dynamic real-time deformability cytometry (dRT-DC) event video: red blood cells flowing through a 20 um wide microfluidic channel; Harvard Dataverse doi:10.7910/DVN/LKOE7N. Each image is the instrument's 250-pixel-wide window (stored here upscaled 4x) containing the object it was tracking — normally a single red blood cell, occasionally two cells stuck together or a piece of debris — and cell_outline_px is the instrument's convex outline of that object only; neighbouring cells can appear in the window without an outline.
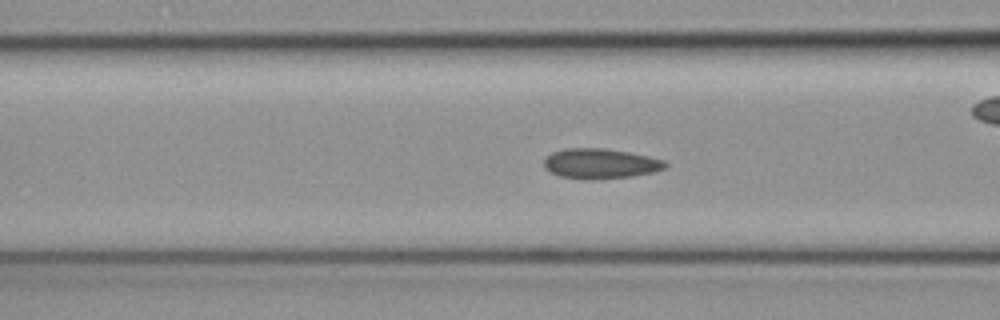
{"species": "common noctule bat (a hibernating species)", "species_latin": "Nyctalus noctula", "temperature_condition": "cold", "stored_images_in_passage": 29, "camera_frame_rate_fps": 3000, "um_per_image_px": 0.085, "animal": {"sex": "female", "body_mass_g": 19.3, "forearm_length_mm": 54.1}, "frame": {"image": 1, "passage_image": 5, "time_ms": 1.333, "image_size_px": [1000, 320], "cell_outline_px": [[668, 164], [664, 168], [656, 172], [632, 176], [592, 180], [584, 180], [560, 176], [544, 168], [544, 160], [552, 152], [564, 148], [604, 148], [628, 152], [648, 156], [664, 160]], "centroid_in_image_um": [51.03, 13.91], "position_along_channel_um": 115.6, "area_um2": 21.39}}
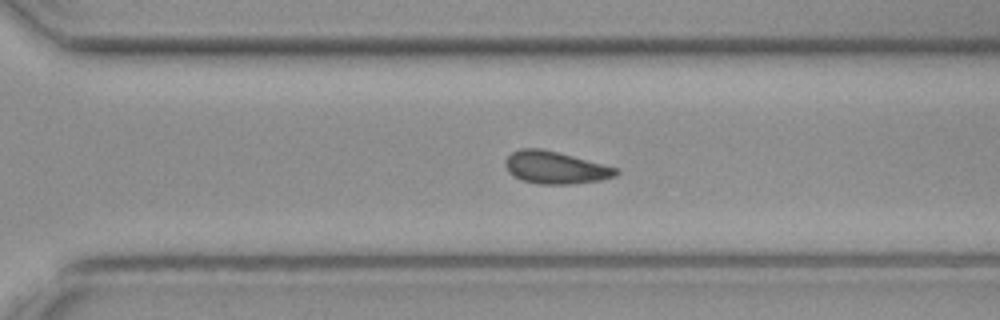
{"frame": {"image": 2, "passage_image": 20, "time_ms": 6.333, "image_size_px": [1000, 320], "cell_outline_px": [[620, 172], [616, 176], [600, 180], [572, 184], [540, 184], [520, 180], [512, 176], [508, 172], [504, 164], [504, 160], [512, 152], [520, 148], [540, 148], [620, 168]], "centroid_in_image_um": [47.19, 14.25], "position_along_channel_um": 323.4, "area_um2": 21.04}}